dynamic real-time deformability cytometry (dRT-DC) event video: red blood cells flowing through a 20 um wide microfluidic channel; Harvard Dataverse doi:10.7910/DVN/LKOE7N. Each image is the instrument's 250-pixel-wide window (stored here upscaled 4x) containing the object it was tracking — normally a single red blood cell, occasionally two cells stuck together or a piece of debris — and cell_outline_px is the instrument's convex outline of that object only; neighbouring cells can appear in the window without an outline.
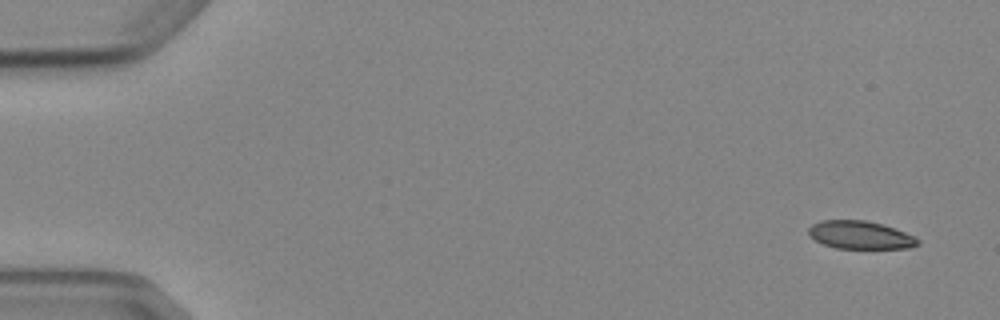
{"species": "Egyptian fruit bat (a non-hibernating species)", "species_latin": "Rousettus aegyptiacus", "temperature_condition": "cold", "stored_images_in_passage": 9, "camera_frame_rate_fps": 3000, "um_per_image_px": 0.085, "animal": {"sex": "female"}, "frame": {"image": 1, "passage_image": 1, "time_ms": 0.0, "image_size_px": [1000, 320], "cell_outline_px": [[920, 244], [908, 248], [836, 248], [824, 244], [816, 240], [808, 232], [808, 228], [812, 224], [820, 220], [864, 220], [880, 224], [916, 236], [920, 240]], "centroid_in_image_um": [73.13, 19.97], "position_along_channel_um": 11.9, "area_um2": 17.63}}
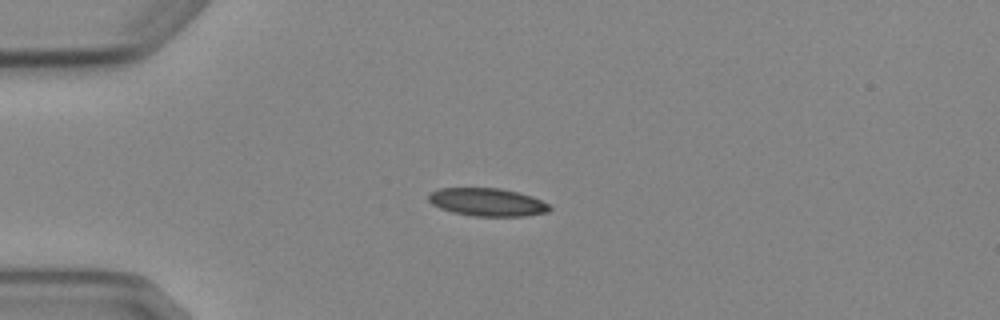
{"frame": {"image": 2, "passage_image": 4, "time_ms": 3.667, "image_size_px": [1000, 320], "cell_outline_px": [[552, 208], [548, 212], [524, 216], [476, 216], [452, 212], [440, 208], [432, 204], [428, 200], [428, 192], [440, 188], [500, 188], [520, 192], [532, 196], [548, 204]], "centroid_in_image_um": [41.41, 17.17], "position_along_channel_um": 43.6, "area_um2": 19.83}}
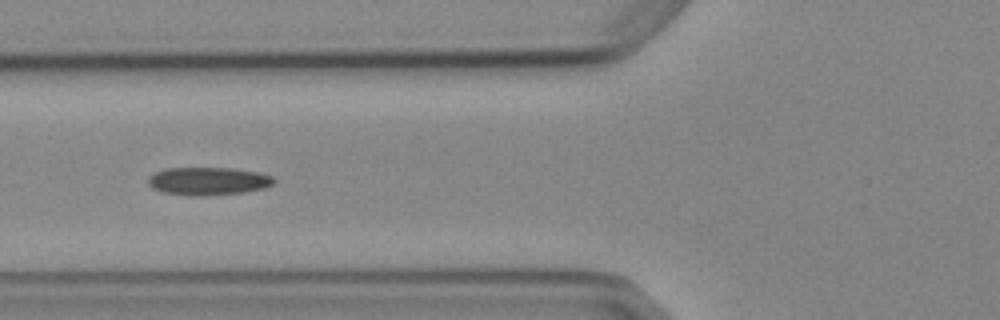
{"frame": {"image": 3, "passage_image": 6, "time_ms": 6.0, "image_size_px": [1000, 320], "cell_outline_px": [[276, 180], [272, 184], [264, 188], [240, 192], [204, 196], [188, 196], [164, 192], [152, 188], [148, 184], [148, 176], [156, 172], [168, 168], [232, 168], [260, 172], [272, 176]], "centroid_in_image_um": [17.68, 15.39], "position_along_channel_um": 108.1, "area_um2": 20.46}}